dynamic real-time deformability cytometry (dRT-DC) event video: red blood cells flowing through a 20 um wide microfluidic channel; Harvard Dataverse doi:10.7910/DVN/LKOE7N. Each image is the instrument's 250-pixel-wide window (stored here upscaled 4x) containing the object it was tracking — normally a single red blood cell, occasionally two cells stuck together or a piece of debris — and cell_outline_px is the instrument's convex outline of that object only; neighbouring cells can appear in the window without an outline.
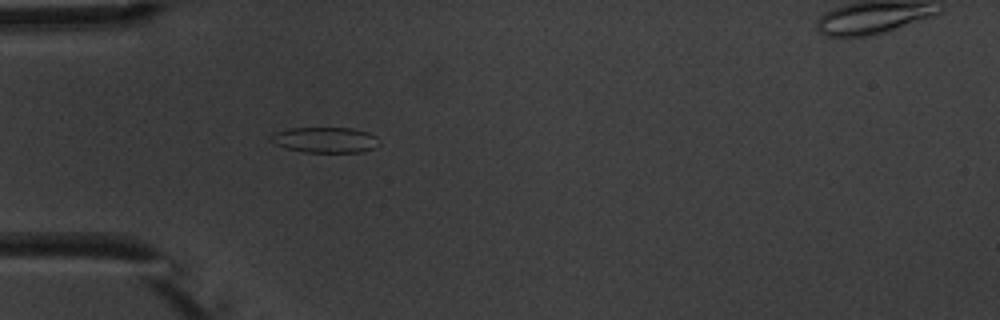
{"species": "common noctule bat (a hibernating species)", "species_latin": "Nyctalus noctula", "temperature_condition": "warm", "stored_images_in_passage": 5, "segment_of_instrument_passage": [1, 2], "camera_frame_rate_fps": 3000, "um_per_image_px": 0.085, "animal": {"sex": "male", "body_mass_g": 20.1, "forearm_length_mm": 53.5}, "frame": {"image": 1, "passage_image": 4, "time_ms": 3.667, "image_size_px": [1000, 320], "cell_outline_px": [[380, 144], [376, 148], [360, 152], [304, 152], [284, 148], [276, 144], [272, 140], [272, 136], [276, 132], [288, 128], [352, 128], [368, 132], [376, 136], [380, 140]], "centroid_in_image_um": [27.71, 11.89], "position_along_channel_um": 57.3, "area_um2": 16.18}}